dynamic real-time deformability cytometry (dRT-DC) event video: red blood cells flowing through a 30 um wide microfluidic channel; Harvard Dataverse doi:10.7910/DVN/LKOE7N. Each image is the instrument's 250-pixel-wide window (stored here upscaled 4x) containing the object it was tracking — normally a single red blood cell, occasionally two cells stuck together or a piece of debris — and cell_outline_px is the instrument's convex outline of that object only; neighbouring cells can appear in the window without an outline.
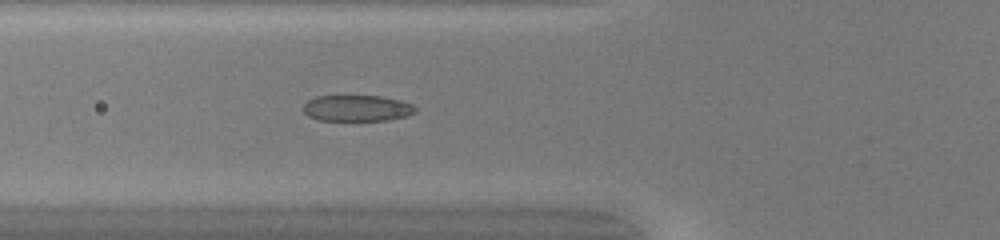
{"species": "common noctule bat (a hibernating species)", "species_latin": "Nyctalus noctula", "temperature_condition": "warm", "stored_images_in_passage": 50, "camera_frame_rate_fps": 3000, "um_per_image_px": 0.085, "animal": {"sex": "female", "body_mass_g": 20.0, "forearm_length_mm": 54.0}, "frame": {"image": 1, "passage_image": 20, "time_ms": 6.333, "image_size_px": [1000, 240], "cell_outline_px": [[416, 112], [408, 116], [388, 120], [316, 120], [308, 116], [304, 112], [304, 104], [308, 100], [316, 96], [380, 96], [400, 100], [412, 104], [416, 108]], "centroid_in_image_um": [30.35, 9.2], "position_along_channel_um": 95.4, "area_um2": 17.11}}
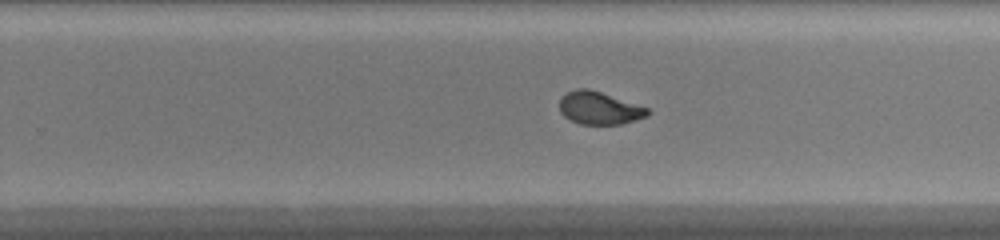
{"frame": {"image": 2, "passage_image": 33, "time_ms": 10.667, "image_size_px": [1000, 240], "cell_outline_px": [[652, 112], [648, 116], [620, 124], [580, 124], [564, 116], [560, 112], [560, 96], [576, 88], [588, 88], [648, 108]], "centroid_in_image_um": [50.93, 9.18], "position_along_channel_um": 278.9, "area_um2": 16.65}}
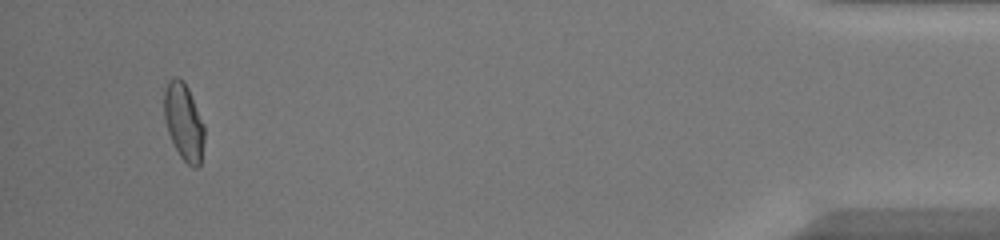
{"frame": {"image": 3, "passage_image": 48, "time_ms": 15.667, "image_size_px": [1000, 240], "cell_outline_px": [[204, 140], [200, 164], [196, 168], [192, 168], [180, 156], [168, 132], [164, 120], [164, 88], [168, 80], [176, 76], [184, 80], [188, 88], [204, 124]], "centroid_in_image_um": [15.61, 10.33], "position_along_channel_um": 419.6, "area_um2": 18.09}, "authors_computed_cell_mechanics": {"area_um2": 17.6868, "velocity_mm_per_s": 4.2296, "shape_relaxation_time_tau1_ms": 8.6062, "shape_relaxation_time_tau2_ms": null, "deformation_change_tau1": 0.2833, "deformation_change_tau2": null}}